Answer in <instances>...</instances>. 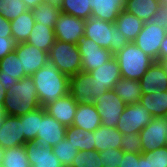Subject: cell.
Returning <instances> with one entry per match:
<instances>
[{"label": "cell", "instance_id": "ee69618b", "mask_svg": "<svg viewBox=\"0 0 167 167\" xmlns=\"http://www.w3.org/2000/svg\"><path fill=\"white\" fill-rule=\"evenodd\" d=\"M165 60H167V35L164 37L160 46L158 62H163Z\"/></svg>", "mask_w": 167, "mask_h": 167}, {"label": "cell", "instance_id": "44dd1931", "mask_svg": "<svg viewBox=\"0 0 167 167\" xmlns=\"http://www.w3.org/2000/svg\"><path fill=\"white\" fill-rule=\"evenodd\" d=\"M23 77L25 76L21 73L20 60L15 50L0 60V83L3 84L5 91L17 84Z\"/></svg>", "mask_w": 167, "mask_h": 167}, {"label": "cell", "instance_id": "7bdbcfd3", "mask_svg": "<svg viewBox=\"0 0 167 167\" xmlns=\"http://www.w3.org/2000/svg\"><path fill=\"white\" fill-rule=\"evenodd\" d=\"M0 37L12 38L11 22L0 15Z\"/></svg>", "mask_w": 167, "mask_h": 167}, {"label": "cell", "instance_id": "11a10c76", "mask_svg": "<svg viewBox=\"0 0 167 167\" xmlns=\"http://www.w3.org/2000/svg\"><path fill=\"white\" fill-rule=\"evenodd\" d=\"M165 10H167V0H164Z\"/></svg>", "mask_w": 167, "mask_h": 167}, {"label": "cell", "instance_id": "6da1fadb", "mask_svg": "<svg viewBox=\"0 0 167 167\" xmlns=\"http://www.w3.org/2000/svg\"><path fill=\"white\" fill-rule=\"evenodd\" d=\"M32 78L41 107H45L69 93L70 77L61 73L49 61L35 72Z\"/></svg>", "mask_w": 167, "mask_h": 167}, {"label": "cell", "instance_id": "d4e9b609", "mask_svg": "<svg viewBox=\"0 0 167 167\" xmlns=\"http://www.w3.org/2000/svg\"><path fill=\"white\" fill-rule=\"evenodd\" d=\"M122 133L116 128L99 126L94 130L95 151L101 152L108 148H121Z\"/></svg>", "mask_w": 167, "mask_h": 167}, {"label": "cell", "instance_id": "83f0119b", "mask_svg": "<svg viewBox=\"0 0 167 167\" xmlns=\"http://www.w3.org/2000/svg\"><path fill=\"white\" fill-rule=\"evenodd\" d=\"M55 40L56 37L54 28L44 26L40 23H35L26 43L49 53L51 47L55 43Z\"/></svg>", "mask_w": 167, "mask_h": 167}, {"label": "cell", "instance_id": "d6986e66", "mask_svg": "<svg viewBox=\"0 0 167 167\" xmlns=\"http://www.w3.org/2000/svg\"><path fill=\"white\" fill-rule=\"evenodd\" d=\"M66 129V126L46 112L40 121L36 139L41 140L48 147L52 148L65 138Z\"/></svg>", "mask_w": 167, "mask_h": 167}, {"label": "cell", "instance_id": "9c48e42d", "mask_svg": "<svg viewBox=\"0 0 167 167\" xmlns=\"http://www.w3.org/2000/svg\"><path fill=\"white\" fill-rule=\"evenodd\" d=\"M77 47L81 55L82 71L84 72L95 70L114 57L108 49L100 47L93 40L85 36L79 40Z\"/></svg>", "mask_w": 167, "mask_h": 167}, {"label": "cell", "instance_id": "e575fe53", "mask_svg": "<svg viewBox=\"0 0 167 167\" xmlns=\"http://www.w3.org/2000/svg\"><path fill=\"white\" fill-rule=\"evenodd\" d=\"M53 153L57 156L62 165H71L79 150L64 138L52 147Z\"/></svg>", "mask_w": 167, "mask_h": 167}, {"label": "cell", "instance_id": "2e32d148", "mask_svg": "<svg viewBox=\"0 0 167 167\" xmlns=\"http://www.w3.org/2000/svg\"><path fill=\"white\" fill-rule=\"evenodd\" d=\"M22 133V116L5 115L0 127V147L8 149L25 145Z\"/></svg>", "mask_w": 167, "mask_h": 167}, {"label": "cell", "instance_id": "f6af8a7d", "mask_svg": "<svg viewBox=\"0 0 167 167\" xmlns=\"http://www.w3.org/2000/svg\"><path fill=\"white\" fill-rule=\"evenodd\" d=\"M135 167H150L149 156H144V154L141 153L139 160H135Z\"/></svg>", "mask_w": 167, "mask_h": 167}, {"label": "cell", "instance_id": "8fae6325", "mask_svg": "<svg viewBox=\"0 0 167 167\" xmlns=\"http://www.w3.org/2000/svg\"><path fill=\"white\" fill-rule=\"evenodd\" d=\"M142 152H150L167 145V116L154 117L140 132Z\"/></svg>", "mask_w": 167, "mask_h": 167}, {"label": "cell", "instance_id": "f1b7e54d", "mask_svg": "<svg viewBox=\"0 0 167 167\" xmlns=\"http://www.w3.org/2000/svg\"><path fill=\"white\" fill-rule=\"evenodd\" d=\"M139 103L145 107L153 117L167 116V90L151 94H142Z\"/></svg>", "mask_w": 167, "mask_h": 167}, {"label": "cell", "instance_id": "836d02e7", "mask_svg": "<svg viewBox=\"0 0 167 167\" xmlns=\"http://www.w3.org/2000/svg\"><path fill=\"white\" fill-rule=\"evenodd\" d=\"M61 12L88 20L91 17L89 0H62Z\"/></svg>", "mask_w": 167, "mask_h": 167}, {"label": "cell", "instance_id": "e0dca14e", "mask_svg": "<svg viewBox=\"0 0 167 167\" xmlns=\"http://www.w3.org/2000/svg\"><path fill=\"white\" fill-rule=\"evenodd\" d=\"M78 103L70 93L46 105V112L66 127L73 124Z\"/></svg>", "mask_w": 167, "mask_h": 167}, {"label": "cell", "instance_id": "4dcf8cb0", "mask_svg": "<svg viewBox=\"0 0 167 167\" xmlns=\"http://www.w3.org/2000/svg\"><path fill=\"white\" fill-rule=\"evenodd\" d=\"M46 113L44 107L22 116V133L26 142H32L36 139L40 127V121Z\"/></svg>", "mask_w": 167, "mask_h": 167}, {"label": "cell", "instance_id": "ab89813d", "mask_svg": "<svg viewBox=\"0 0 167 167\" xmlns=\"http://www.w3.org/2000/svg\"><path fill=\"white\" fill-rule=\"evenodd\" d=\"M144 156H149L150 167H167V145L150 152H142Z\"/></svg>", "mask_w": 167, "mask_h": 167}, {"label": "cell", "instance_id": "277c9868", "mask_svg": "<svg viewBox=\"0 0 167 167\" xmlns=\"http://www.w3.org/2000/svg\"><path fill=\"white\" fill-rule=\"evenodd\" d=\"M114 57L118 62L121 77L131 80H140L155 62L134 42H128Z\"/></svg>", "mask_w": 167, "mask_h": 167}, {"label": "cell", "instance_id": "9a60e30c", "mask_svg": "<svg viewBox=\"0 0 167 167\" xmlns=\"http://www.w3.org/2000/svg\"><path fill=\"white\" fill-rule=\"evenodd\" d=\"M165 10L164 0H127L125 11L143 22L159 20Z\"/></svg>", "mask_w": 167, "mask_h": 167}, {"label": "cell", "instance_id": "8992f818", "mask_svg": "<svg viewBox=\"0 0 167 167\" xmlns=\"http://www.w3.org/2000/svg\"><path fill=\"white\" fill-rule=\"evenodd\" d=\"M167 35V25L163 18L144 22L143 28L137 35L134 43L136 46L158 62L159 51L164 37Z\"/></svg>", "mask_w": 167, "mask_h": 167}, {"label": "cell", "instance_id": "b9f144b4", "mask_svg": "<svg viewBox=\"0 0 167 167\" xmlns=\"http://www.w3.org/2000/svg\"><path fill=\"white\" fill-rule=\"evenodd\" d=\"M141 153H123L120 167H135V160H139Z\"/></svg>", "mask_w": 167, "mask_h": 167}, {"label": "cell", "instance_id": "74e56055", "mask_svg": "<svg viewBox=\"0 0 167 167\" xmlns=\"http://www.w3.org/2000/svg\"><path fill=\"white\" fill-rule=\"evenodd\" d=\"M121 149L125 153H142V140L139 134H122Z\"/></svg>", "mask_w": 167, "mask_h": 167}, {"label": "cell", "instance_id": "3957f363", "mask_svg": "<svg viewBox=\"0 0 167 167\" xmlns=\"http://www.w3.org/2000/svg\"><path fill=\"white\" fill-rule=\"evenodd\" d=\"M85 37L90 38L100 47L108 49L113 55L123 49L129 42L126 37L110 23L90 17L85 20Z\"/></svg>", "mask_w": 167, "mask_h": 167}, {"label": "cell", "instance_id": "ffe728a7", "mask_svg": "<svg viewBox=\"0 0 167 167\" xmlns=\"http://www.w3.org/2000/svg\"><path fill=\"white\" fill-rule=\"evenodd\" d=\"M126 4L127 0H89L91 17L114 23Z\"/></svg>", "mask_w": 167, "mask_h": 167}, {"label": "cell", "instance_id": "60d3db41", "mask_svg": "<svg viewBox=\"0 0 167 167\" xmlns=\"http://www.w3.org/2000/svg\"><path fill=\"white\" fill-rule=\"evenodd\" d=\"M16 41L13 38H1L0 37V60L7 54L14 51L16 48Z\"/></svg>", "mask_w": 167, "mask_h": 167}, {"label": "cell", "instance_id": "7dc6e473", "mask_svg": "<svg viewBox=\"0 0 167 167\" xmlns=\"http://www.w3.org/2000/svg\"><path fill=\"white\" fill-rule=\"evenodd\" d=\"M44 3H47L50 6L57 7L61 9L62 0H43Z\"/></svg>", "mask_w": 167, "mask_h": 167}, {"label": "cell", "instance_id": "cb8c5ba5", "mask_svg": "<svg viewBox=\"0 0 167 167\" xmlns=\"http://www.w3.org/2000/svg\"><path fill=\"white\" fill-rule=\"evenodd\" d=\"M112 90L126 105L139 103L140 97L142 96L139 80H131L121 77L114 84Z\"/></svg>", "mask_w": 167, "mask_h": 167}, {"label": "cell", "instance_id": "d6a6232c", "mask_svg": "<svg viewBox=\"0 0 167 167\" xmlns=\"http://www.w3.org/2000/svg\"><path fill=\"white\" fill-rule=\"evenodd\" d=\"M2 167H31L24 145L4 149Z\"/></svg>", "mask_w": 167, "mask_h": 167}, {"label": "cell", "instance_id": "f5cc1de1", "mask_svg": "<svg viewBox=\"0 0 167 167\" xmlns=\"http://www.w3.org/2000/svg\"><path fill=\"white\" fill-rule=\"evenodd\" d=\"M162 63L165 66V69H166V72H167V60L163 61Z\"/></svg>", "mask_w": 167, "mask_h": 167}, {"label": "cell", "instance_id": "7c38bea8", "mask_svg": "<svg viewBox=\"0 0 167 167\" xmlns=\"http://www.w3.org/2000/svg\"><path fill=\"white\" fill-rule=\"evenodd\" d=\"M15 52L20 60L21 73L24 76H32L49 61L48 52L26 42L17 44Z\"/></svg>", "mask_w": 167, "mask_h": 167}, {"label": "cell", "instance_id": "816d5d0a", "mask_svg": "<svg viewBox=\"0 0 167 167\" xmlns=\"http://www.w3.org/2000/svg\"><path fill=\"white\" fill-rule=\"evenodd\" d=\"M167 25V10H164V14H163V17H162Z\"/></svg>", "mask_w": 167, "mask_h": 167}, {"label": "cell", "instance_id": "9f6ffc18", "mask_svg": "<svg viewBox=\"0 0 167 167\" xmlns=\"http://www.w3.org/2000/svg\"><path fill=\"white\" fill-rule=\"evenodd\" d=\"M61 167H73L71 165H62Z\"/></svg>", "mask_w": 167, "mask_h": 167}, {"label": "cell", "instance_id": "ac0fdd59", "mask_svg": "<svg viewBox=\"0 0 167 167\" xmlns=\"http://www.w3.org/2000/svg\"><path fill=\"white\" fill-rule=\"evenodd\" d=\"M142 94L167 90V72L162 62L155 61L139 80Z\"/></svg>", "mask_w": 167, "mask_h": 167}, {"label": "cell", "instance_id": "7a4b0ae2", "mask_svg": "<svg viewBox=\"0 0 167 167\" xmlns=\"http://www.w3.org/2000/svg\"><path fill=\"white\" fill-rule=\"evenodd\" d=\"M6 115L23 116L40 108L38 94L32 76H25L11 86L4 101Z\"/></svg>", "mask_w": 167, "mask_h": 167}, {"label": "cell", "instance_id": "8d00e7d4", "mask_svg": "<svg viewBox=\"0 0 167 167\" xmlns=\"http://www.w3.org/2000/svg\"><path fill=\"white\" fill-rule=\"evenodd\" d=\"M71 166L73 167H102L99 152L95 150L79 151Z\"/></svg>", "mask_w": 167, "mask_h": 167}, {"label": "cell", "instance_id": "7402d4cb", "mask_svg": "<svg viewBox=\"0 0 167 167\" xmlns=\"http://www.w3.org/2000/svg\"><path fill=\"white\" fill-rule=\"evenodd\" d=\"M72 126L88 132L101 126V117L94 103H78Z\"/></svg>", "mask_w": 167, "mask_h": 167}, {"label": "cell", "instance_id": "5bb4252c", "mask_svg": "<svg viewBox=\"0 0 167 167\" xmlns=\"http://www.w3.org/2000/svg\"><path fill=\"white\" fill-rule=\"evenodd\" d=\"M24 147L31 167L62 166L57 156L53 153L52 148L48 147L41 140L35 139L32 142H26Z\"/></svg>", "mask_w": 167, "mask_h": 167}, {"label": "cell", "instance_id": "52a82bcc", "mask_svg": "<svg viewBox=\"0 0 167 167\" xmlns=\"http://www.w3.org/2000/svg\"><path fill=\"white\" fill-rule=\"evenodd\" d=\"M108 89L91 77L89 72L81 71L70 77L69 93L77 103H94L97 97Z\"/></svg>", "mask_w": 167, "mask_h": 167}, {"label": "cell", "instance_id": "d590c367", "mask_svg": "<svg viewBox=\"0 0 167 167\" xmlns=\"http://www.w3.org/2000/svg\"><path fill=\"white\" fill-rule=\"evenodd\" d=\"M23 0H0V15L6 20H13L27 11Z\"/></svg>", "mask_w": 167, "mask_h": 167}, {"label": "cell", "instance_id": "ba28073f", "mask_svg": "<svg viewBox=\"0 0 167 167\" xmlns=\"http://www.w3.org/2000/svg\"><path fill=\"white\" fill-rule=\"evenodd\" d=\"M153 118L150 112L140 103L126 105L115 128L122 134L129 132L139 134Z\"/></svg>", "mask_w": 167, "mask_h": 167}, {"label": "cell", "instance_id": "603a6c76", "mask_svg": "<svg viewBox=\"0 0 167 167\" xmlns=\"http://www.w3.org/2000/svg\"><path fill=\"white\" fill-rule=\"evenodd\" d=\"M92 78L108 90L113 89L114 84L121 78L117 60L113 57L108 62L89 72Z\"/></svg>", "mask_w": 167, "mask_h": 167}, {"label": "cell", "instance_id": "4316f807", "mask_svg": "<svg viewBox=\"0 0 167 167\" xmlns=\"http://www.w3.org/2000/svg\"><path fill=\"white\" fill-rule=\"evenodd\" d=\"M11 22L12 38L17 44L25 43L29 38L35 24V19L31 10H27L13 19Z\"/></svg>", "mask_w": 167, "mask_h": 167}, {"label": "cell", "instance_id": "681fc988", "mask_svg": "<svg viewBox=\"0 0 167 167\" xmlns=\"http://www.w3.org/2000/svg\"><path fill=\"white\" fill-rule=\"evenodd\" d=\"M4 103H0V117H4L6 114H5V111H4Z\"/></svg>", "mask_w": 167, "mask_h": 167}, {"label": "cell", "instance_id": "bcb514c9", "mask_svg": "<svg viewBox=\"0 0 167 167\" xmlns=\"http://www.w3.org/2000/svg\"><path fill=\"white\" fill-rule=\"evenodd\" d=\"M23 1L25 2L27 9L31 11L43 2V0H23Z\"/></svg>", "mask_w": 167, "mask_h": 167}, {"label": "cell", "instance_id": "484cf974", "mask_svg": "<svg viewBox=\"0 0 167 167\" xmlns=\"http://www.w3.org/2000/svg\"><path fill=\"white\" fill-rule=\"evenodd\" d=\"M114 24L115 28H117V30L122 33L129 42H134L137 35L142 30L144 22L133 14L123 10L118 15Z\"/></svg>", "mask_w": 167, "mask_h": 167}, {"label": "cell", "instance_id": "5b68a950", "mask_svg": "<svg viewBox=\"0 0 167 167\" xmlns=\"http://www.w3.org/2000/svg\"><path fill=\"white\" fill-rule=\"evenodd\" d=\"M48 56L49 62L69 77L82 71V59L77 44L55 40Z\"/></svg>", "mask_w": 167, "mask_h": 167}, {"label": "cell", "instance_id": "db71d44e", "mask_svg": "<svg viewBox=\"0 0 167 167\" xmlns=\"http://www.w3.org/2000/svg\"><path fill=\"white\" fill-rule=\"evenodd\" d=\"M3 119H4V117H0V127L2 126Z\"/></svg>", "mask_w": 167, "mask_h": 167}, {"label": "cell", "instance_id": "f35d334b", "mask_svg": "<svg viewBox=\"0 0 167 167\" xmlns=\"http://www.w3.org/2000/svg\"><path fill=\"white\" fill-rule=\"evenodd\" d=\"M123 150L121 148H108L99 152L101 157L102 167H120L121 159L123 158Z\"/></svg>", "mask_w": 167, "mask_h": 167}, {"label": "cell", "instance_id": "f546056e", "mask_svg": "<svg viewBox=\"0 0 167 167\" xmlns=\"http://www.w3.org/2000/svg\"><path fill=\"white\" fill-rule=\"evenodd\" d=\"M65 138L79 151L95 150L94 131H85L75 126L67 127Z\"/></svg>", "mask_w": 167, "mask_h": 167}, {"label": "cell", "instance_id": "30bf717a", "mask_svg": "<svg viewBox=\"0 0 167 167\" xmlns=\"http://www.w3.org/2000/svg\"><path fill=\"white\" fill-rule=\"evenodd\" d=\"M95 107L101 117V125L115 128L126 104L111 89L94 102Z\"/></svg>", "mask_w": 167, "mask_h": 167}, {"label": "cell", "instance_id": "f907efd6", "mask_svg": "<svg viewBox=\"0 0 167 167\" xmlns=\"http://www.w3.org/2000/svg\"><path fill=\"white\" fill-rule=\"evenodd\" d=\"M4 149L0 147V166L3 164Z\"/></svg>", "mask_w": 167, "mask_h": 167}, {"label": "cell", "instance_id": "c3c4849f", "mask_svg": "<svg viewBox=\"0 0 167 167\" xmlns=\"http://www.w3.org/2000/svg\"><path fill=\"white\" fill-rule=\"evenodd\" d=\"M7 95V91L3 88V84L0 83V103H4L5 96Z\"/></svg>", "mask_w": 167, "mask_h": 167}, {"label": "cell", "instance_id": "4fadbf2b", "mask_svg": "<svg viewBox=\"0 0 167 167\" xmlns=\"http://www.w3.org/2000/svg\"><path fill=\"white\" fill-rule=\"evenodd\" d=\"M54 32L56 40L77 44L85 34V20L61 13L56 21Z\"/></svg>", "mask_w": 167, "mask_h": 167}, {"label": "cell", "instance_id": "1f68e13d", "mask_svg": "<svg viewBox=\"0 0 167 167\" xmlns=\"http://www.w3.org/2000/svg\"><path fill=\"white\" fill-rule=\"evenodd\" d=\"M32 13L35 23H40L44 26L55 28L56 21L62 12L59 8L42 2L32 10Z\"/></svg>", "mask_w": 167, "mask_h": 167}]
</instances>
